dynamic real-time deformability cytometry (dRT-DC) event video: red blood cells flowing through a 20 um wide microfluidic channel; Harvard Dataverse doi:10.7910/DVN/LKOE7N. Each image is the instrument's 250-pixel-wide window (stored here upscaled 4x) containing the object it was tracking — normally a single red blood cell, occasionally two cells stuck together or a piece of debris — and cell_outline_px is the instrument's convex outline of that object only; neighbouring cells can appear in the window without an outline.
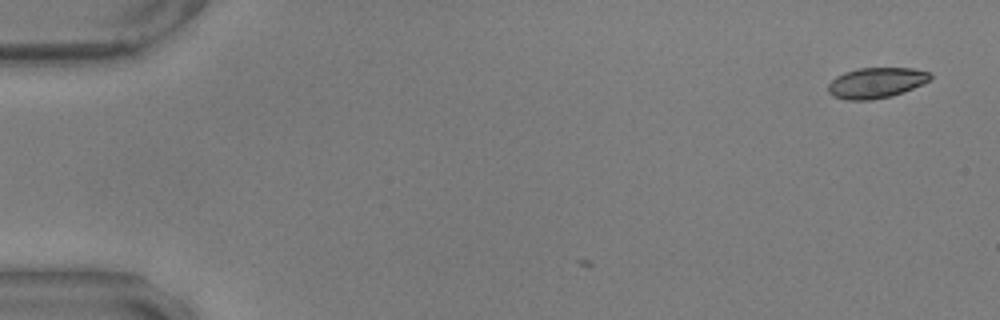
{"species": "common noctule bat (a hibernating species)", "species_latin": "Nyctalus noctula", "temperature_condition": "warm", "stored_images_in_passage": 4, "camera_frame_rate_fps": 3000, "um_per_image_px": 0.085, "animal": {"sex": "male", "body_mass_g": 17.9, "forearm_length_mm": 54.2}, "frame": {"image": 1, "passage_image": 4, "time_ms": 1.0, "image_size_px": [1000, 320], "cell_outline_px": [[932, 76], [928, 80], [904, 92], [892, 96], [872, 100], [848, 100], [832, 96], [828, 92], [828, 84], [836, 76], [844, 72], [860, 68], [912, 68], [928, 72]], "centroid_in_image_um": [74.42, 7.04], "position_along_channel_um": 10.6, "area_um2": 18.09}}